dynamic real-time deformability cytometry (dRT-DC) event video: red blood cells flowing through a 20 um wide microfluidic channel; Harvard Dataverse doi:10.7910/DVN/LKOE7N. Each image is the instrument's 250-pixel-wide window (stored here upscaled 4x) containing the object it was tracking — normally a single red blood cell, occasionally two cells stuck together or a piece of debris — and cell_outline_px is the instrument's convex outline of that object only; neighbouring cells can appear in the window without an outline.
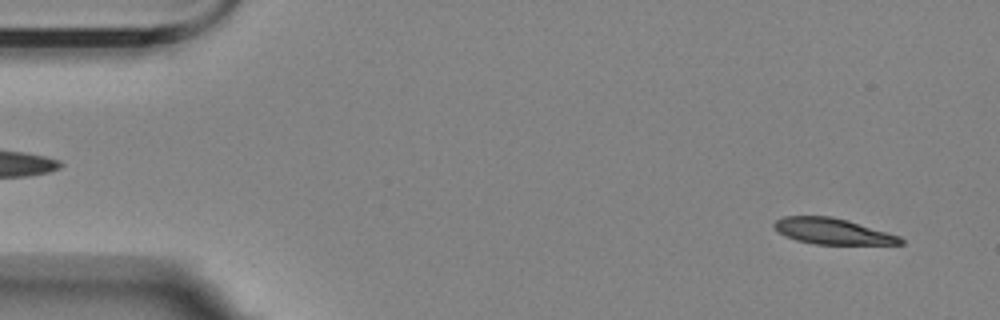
{"species": "Egyptian fruit bat (a non-hibernating species)", "species_latin": "Rousettus aegyptiacus", "temperature_condition": "room temperature", "stored_images_in_passage": 5, "segment_of_instrument_passage": [2, 2], "camera_frame_rate_fps": 3000, "um_per_image_px": 0.085, "animal": {"sex": "female"}, "frame": {"image": 1, "passage_image": 5, "time_ms": 6.0, "image_size_px": [1000, 320], "cell_outline_px": [[904, 244], [816, 244], [796, 240], [780, 232], [772, 224], [776, 220], [784, 216], [832, 216], [848, 220], [900, 236], [904, 240]], "centroid_in_image_um": [70.79, 19.65], "position_along_channel_um": 14.2, "area_um2": 18.9}}